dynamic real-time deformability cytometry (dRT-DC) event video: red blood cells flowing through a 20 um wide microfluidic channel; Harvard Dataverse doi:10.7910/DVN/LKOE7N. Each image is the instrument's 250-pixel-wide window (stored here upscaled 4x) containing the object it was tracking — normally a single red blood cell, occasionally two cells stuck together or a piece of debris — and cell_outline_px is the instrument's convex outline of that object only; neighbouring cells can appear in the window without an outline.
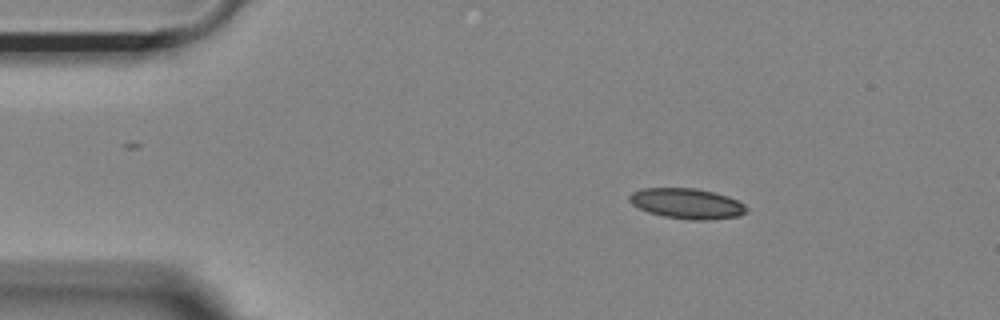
{"species": "Egyptian fruit bat (a non-hibernating species)", "species_latin": "Rousettus aegyptiacus", "temperature_condition": "room temperature", "stored_images_in_passage": 14, "camera_frame_rate_fps": 3000, "um_per_image_px": 0.085, "animal": {"sex": "female"}, "frame": {"image": 1, "passage_image": 8, "time_ms": 2.333, "image_size_px": [1000, 320], "cell_outline_px": [[748, 208], [744, 212], [736, 216], [708, 220], [688, 220], [664, 216], [648, 212], [632, 204], [628, 200], [628, 196], [632, 192], [644, 188], [696, 188], [728, 196], [744, 204]], "centroid_in_image_um": [58.35, 17.3], "position_along_channel_um": 26.6, "area_um2": 20.58}}